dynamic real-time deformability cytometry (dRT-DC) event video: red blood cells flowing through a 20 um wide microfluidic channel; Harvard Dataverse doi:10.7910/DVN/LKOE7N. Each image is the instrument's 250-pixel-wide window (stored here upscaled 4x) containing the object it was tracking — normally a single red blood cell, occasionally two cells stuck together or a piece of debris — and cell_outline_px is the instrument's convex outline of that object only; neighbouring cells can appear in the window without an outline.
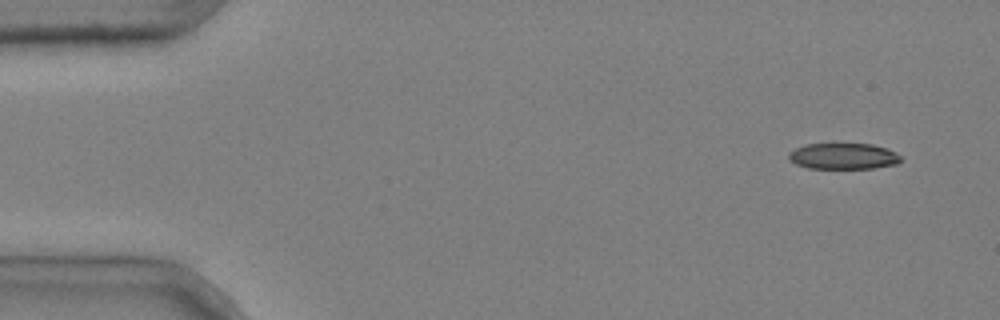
{"species": "common noctule bat (a hibernating species)", "species_latin": "Nyctalus noctula", "temperature_condition": "cold", "stored_images_in_passage": 8, "camera_frame_rate_fps": 3000, "um_per_image_px": 0.085, "animal": {"sex": "male", "body_mass_g": 20.4}, "frame": {"image": 1, "passage_image": 1, "time_ms": 0.0, "image_size_px": [1000, 320], "cell_outline_px": [[900, 160], [896, 164], [872, 168], [808, 168], [796, 164], [788, 160], [788, 152], [804, 144], [832, 140], [872, 144], [888, 148], [896, 152], [900, 156]], "centroid_in_image_um": [71.62, 13.21], "position_along_channel_um": 13.4, "area_um2": 18.03}}
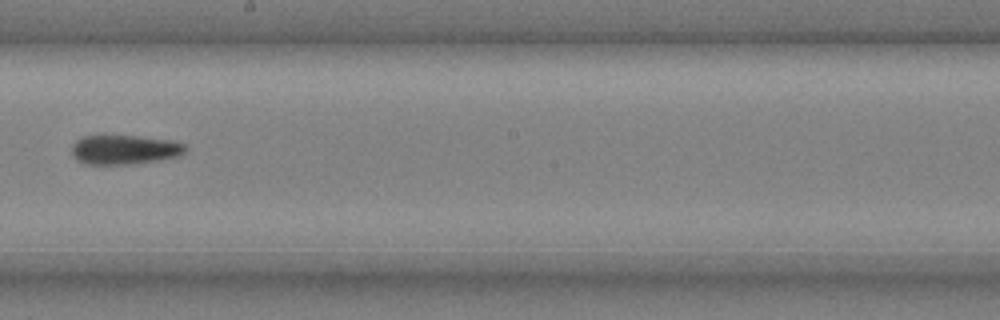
{"frame": {"image": 2, "passage_image": 8, "time_ms": 2.333, "image_size_px": [1000, 320], "cell_outline_px": [[188, 148], [180, 156], [160, 160], [132, 164], [84, 164], [76, 160], [72, 156], [72, 144], [76, 140], [84, 136], [136, 136], [172, 140], [184, 144]], "centroid_in_image_um": [10.58, 12.73], "position_along_channel_um": 237.6, "area_um2": 19.59}}